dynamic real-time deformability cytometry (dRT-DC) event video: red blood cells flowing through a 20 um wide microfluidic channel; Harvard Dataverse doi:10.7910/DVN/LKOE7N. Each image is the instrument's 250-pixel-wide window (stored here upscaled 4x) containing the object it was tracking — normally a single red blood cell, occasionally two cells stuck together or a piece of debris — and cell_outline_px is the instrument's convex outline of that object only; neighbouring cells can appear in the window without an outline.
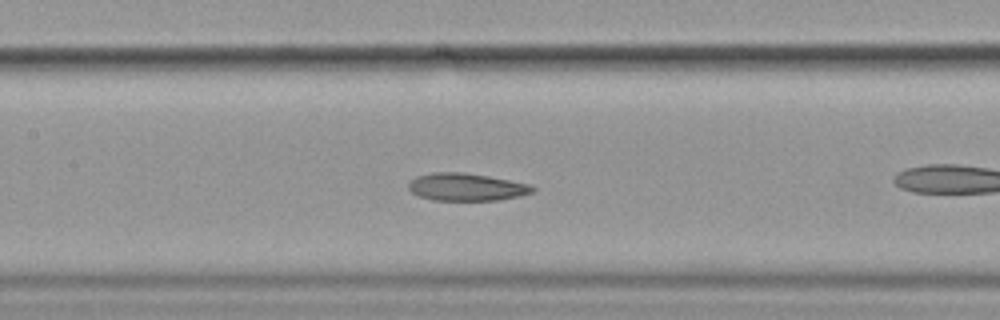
{"species": "common noctule bat (a hibernating species)", "species_latin": "Nyctalus noctula", "temperature_condition": "cold", "stored_images_in_passage": 38, "camera_frame_rate_fps": 3000, "um_per_image_px": 0.085, "animal": {"sex": "female", "body_mass_g": 19.9}, "frame": {"image": 1, "passage_image": 8, "time_ms": 2.333, "image_size_px": [1000, 320], "cell_outline_px": [[536, 192], [520, 196], [500, 200], [432, 200], [420, 196], [412, 192], [408, 188], [408, 184], [416, 176], [436, 172], [464, 172], [488, 176], [528, 184], [536, 188]], "centroid_in_image_um": [39.67, 15.9], "position_along_channel_um": 167.7, "area_um2": 19.88}}
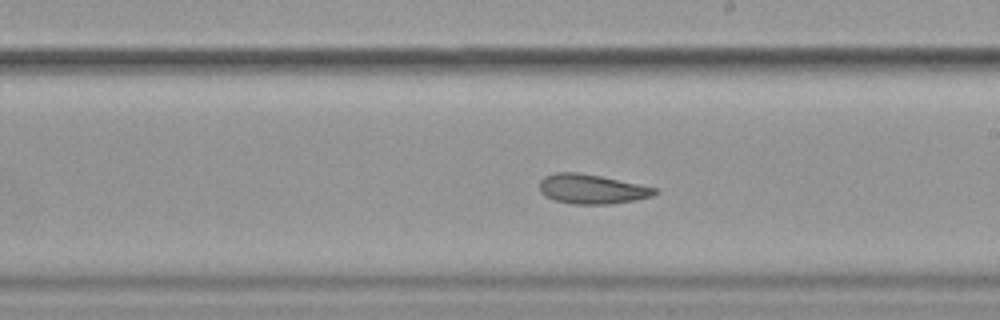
{"frame": {"image": 2, "passage_image": 14, "time_ms": 4.333, "image_size_px": [1000, 320], "cell_outline_px": [[660, 192], [652, 196], [636, 200], [612, 204], [572, 204], [552, 200], [544, 196], [540, 192], [540, 180], [544, 176], [556, 172], [580, 172], [600, 176], [656, 188]], "centroid_in_image_um": [50.27, 16.08], "position_along_channel_um": 238.7, "area_um2": 20.0}}
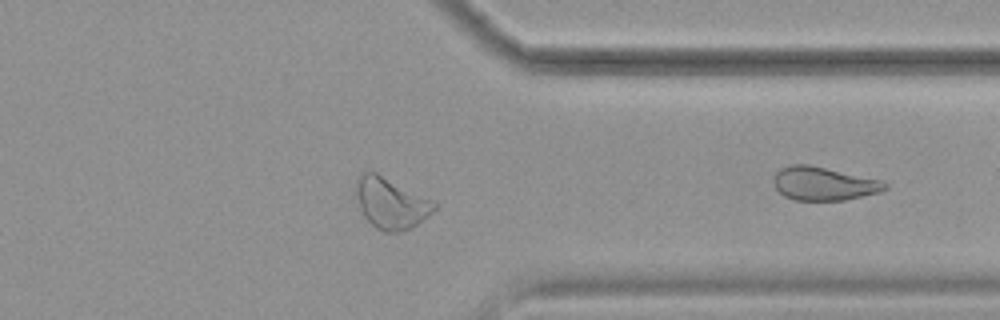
{"frame": {"image": 3, "passage_image": 26, "time_ms": 8.333, "image_size_px": [1000, 320], "cell_outline_px": [[436, 208], [432, 212], [412, 228], [400, 232], [384, 232], [376, 228], [364, 216], [360, 208], [356, 196], [356, 184], [360, 176], [364, 172], [376, 172], [432, 200], [436, 204]], "centroid_in_image_um": [33.22, 17.29], "position_along_channel_um": 378.2, "area_um2": 22.89}, "authors_computed_cell_mechanics": {"area_um2": 22.6576, "velocity_mm_per_s": 3.5647, "shape_relaxation_time_tau1_ms": 3.5668, "shape_relaxation_time_tau2_ms": 1.9202, "deformation_change_tau1": 0.089, "deformation_change_tau2": 0.0805}}